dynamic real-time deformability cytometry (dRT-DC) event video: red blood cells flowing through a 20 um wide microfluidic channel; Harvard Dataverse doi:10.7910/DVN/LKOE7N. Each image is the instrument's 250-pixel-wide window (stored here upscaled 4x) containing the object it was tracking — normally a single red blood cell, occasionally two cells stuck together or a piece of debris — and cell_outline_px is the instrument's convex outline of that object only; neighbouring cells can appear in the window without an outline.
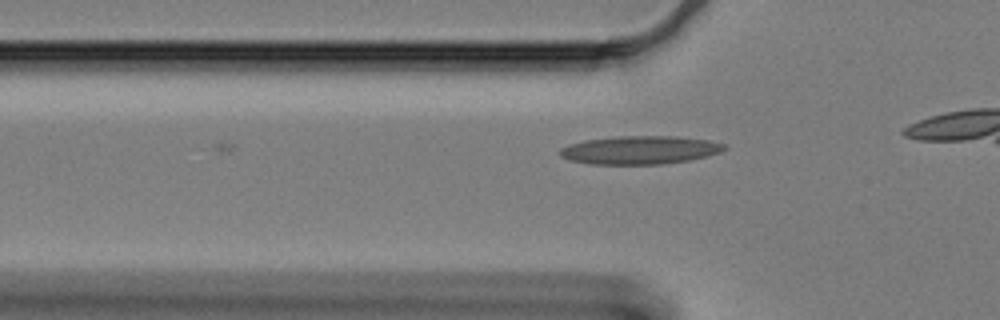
{"species": "Egyptian fruit bat (a non-hibernating species)", "species_latin": "Rousettus aegyptiacus", "temperature_condition": "cold", "stored_images_in_passage": 7, "camera_frame_rate_fps": 3000, "um_per_image_px": 0.085, "animal": {"sex": "female"}, "frame": {"image": 1, "passage_image": 3, "time_ms": 0.667, "image_size_px": [1000, 320], "cell_outline_px": [[728, 148], [720, 152], [708, 156], [688, 160], [664, 164], [588, 164], [568, 160], [560, 156], [560, 148], [568, 144], [584, 140], [616, 136], [676, 136], [708, 140], [724, 144]], "centroid_in_image_um": [54.37, 12.75], "position_along_channel_um": 71.4, "area_um2": 27.28}}